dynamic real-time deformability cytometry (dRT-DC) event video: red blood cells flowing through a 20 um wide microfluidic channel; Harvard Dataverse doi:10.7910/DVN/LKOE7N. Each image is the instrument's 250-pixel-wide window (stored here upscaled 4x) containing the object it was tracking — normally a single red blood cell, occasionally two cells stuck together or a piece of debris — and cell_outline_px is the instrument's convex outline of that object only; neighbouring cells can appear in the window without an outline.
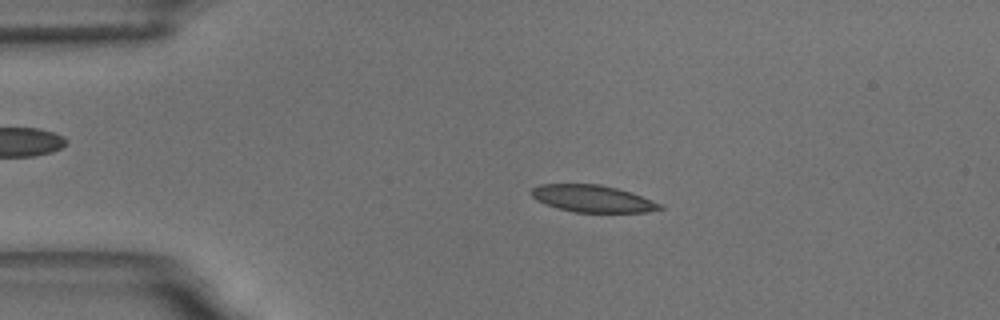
{"species": "common noctule bat (a hibernating species)", "species_latin": "Nyctalus noctula", "temperature_condition": "room temperature", "stored_images_in_passage": 56, "camera_frame_rate_fps": 3000, "um_per_image_px": 0.085, "animal": {"sex": "male", "body_mass_g": 18.8}, "frame": {"image": 1, "passage_image": 11, "time_ms": 3.333, "image_size_px": [1000, 320], "cell_outline_px": [[664, 208], [648, 212], [572, 212], [556, 208], [536, 200], [532, 196], [532, 188], [540, 184], [600, 184], [616, 188], [664, 204]], "centroid_in_image_um": [50.37, 16.89], "position_along_channel_um": 34.6, "area_um2": 20.17}}
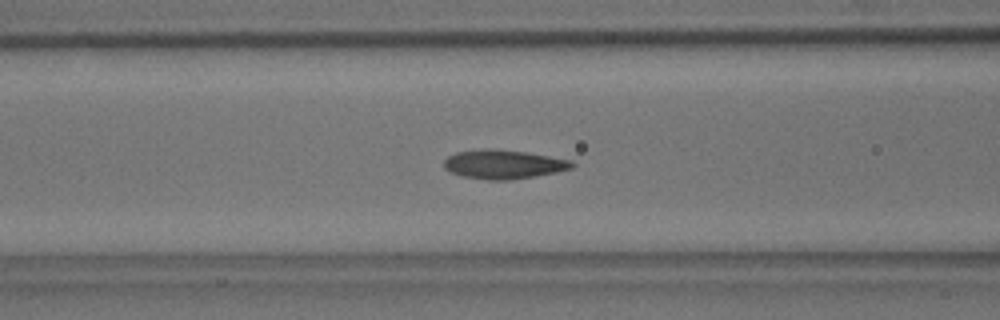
{"frame": {"image": 2, "passage_image": 22, "time_ms": 7.0, "image_size_px": [1000, 320], "cell_outline_px": [[576, 164], [572, 168], [556, 172], [512, 180], [488, 180], [460, 176], [444, 168], [444, 160], [448, 156], [456, 152], [484, 148], [492, 148], [524, 152], [572, 160]], "centroid_in_image_um": [42.78, 13.97], "position_along_channel_um": 123.8, "area_um2": 21.68}}
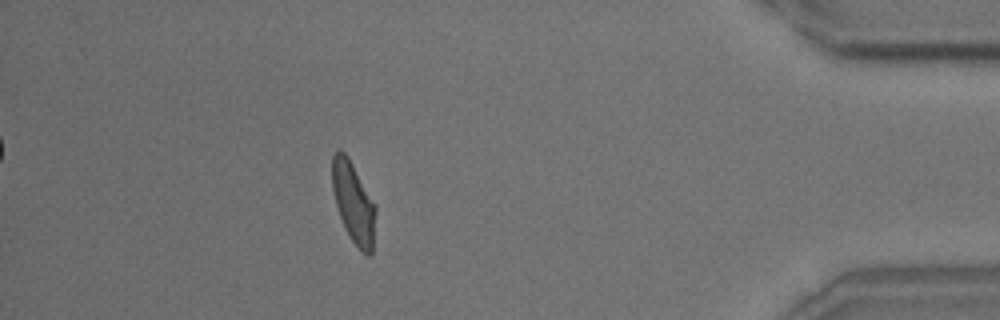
{"frame": {"image": 3, "passage_image": 50, "time_ms": 16.333, "image_size_px": [1000, 320], "cell_outline_px": [[376, 212], [372, 256], [368, 256], [360, 252], [344, 228], [336, 204], [332, 188], [332, 156], [340, 148], [348, 156], [376, 204]], "centroid_in_image_um": [30.06, 17.25], "position_along_channel_um": 405.1, "area_um2": 20.75}, "authors_computed_cell_mechanics": {"area_um2": 20.6635, "velocity_mm_per_s": 3.5227, "shape_relaxation_time_tau1_ms": 5.7603, "shape_relaxation_time_tau2_ms": 1.5768, "deformation_change_tau1": 0.1562, "deformation_change_tau2": 0.0735}}